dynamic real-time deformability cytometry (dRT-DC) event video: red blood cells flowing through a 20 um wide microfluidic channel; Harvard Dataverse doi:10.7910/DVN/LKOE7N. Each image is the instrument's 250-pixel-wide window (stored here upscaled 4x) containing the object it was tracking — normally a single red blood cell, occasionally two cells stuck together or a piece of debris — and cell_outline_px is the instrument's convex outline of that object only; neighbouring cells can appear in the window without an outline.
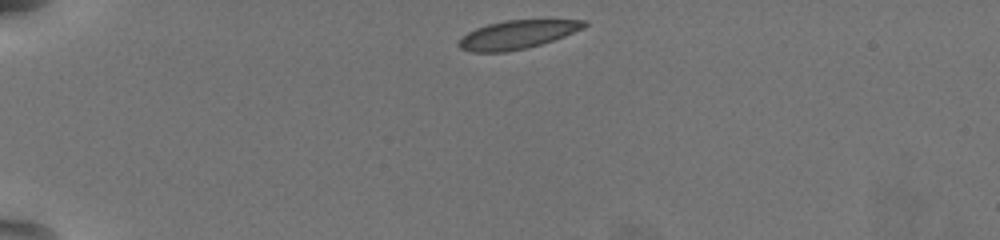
{"species": "common noctule bat (a hibernating species)", "species_latin": "Nyctalus noctula", "temperature_condition": "warm", "stored_images_in_passage": 40, "camera_frame_rate_fps": 3000, "um_per_image_px": 0.085, "animal": {"sex": "female", "body_mass_g": 19.5, "forearm_length_mm": 54.1}, "frame": {"image": 1, "passage_image": 1, "time_ms": 0.0, "image_size_px": [1000, 240], "cell_outline_px": [[588, 24], [584, 28], [564, 36], [540, 44], [524, 48], [504, 52], [472, 52], [460, 48], [456, 44], [468, 32], [476, 28], [488, 24], [508, 20], [588, 20]], "centroid_in_image_um": [43.97, 2.94], "position_along_channel_um": 41.0, "area_um2": 20.52}}
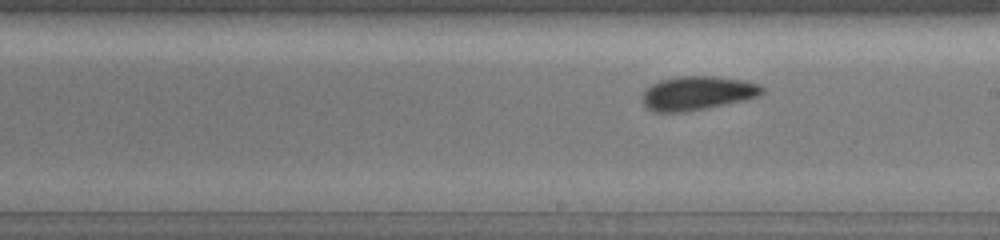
{"frame": {"image": 2, "passage_image": 21, "time_ms": 6.667, "image_size_px": [1000, 240], "cell_outline_px": [[764, 92], [760, 96], [748, 100], [684, 112], [652, 112], [644, 108], [640, 100], [644, 92], [652, 84], [660, 80], [680, 76], [712, 76], [744, 80], [760, 84], [764, 88]], "centroid_in_image_um": [59.28, 7.93], "position_along_channel_um": 229.7, "area_um2": 24.04}}
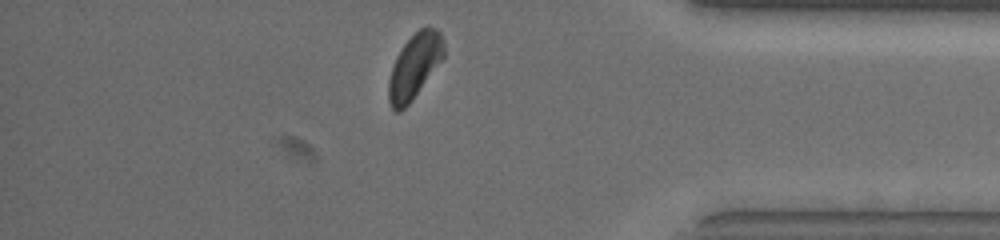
{"frame": {"image": 3, "passage_image": 36, "time_ms": 11.667, "image_size_px": [1000, 240], "cell_outline_px": [[444, 56], [408, 104], [400, 112], [396, 112], [392, 108], [388, 100], [388, 80], [396, 56], [404, 44], [420, 28], [436, 28], [440, 32], [444, 40]], "centroid_in_image_um": [35.21, 5.62], "position_along_channel_um": 400.0, "area_um2": 20.35}, "authors_computed_cell_mechanics": {"area_um2": 22.3108, "velocity_mm_per_s": 3.7706, "shape_relaxation_time_tau1_ms": 1.6203, "shape_relaxation_time_tau2_ms": 0.864, "deformation_change_tau1": 0.1134, "deformation_change_tau2": 0.0751}}